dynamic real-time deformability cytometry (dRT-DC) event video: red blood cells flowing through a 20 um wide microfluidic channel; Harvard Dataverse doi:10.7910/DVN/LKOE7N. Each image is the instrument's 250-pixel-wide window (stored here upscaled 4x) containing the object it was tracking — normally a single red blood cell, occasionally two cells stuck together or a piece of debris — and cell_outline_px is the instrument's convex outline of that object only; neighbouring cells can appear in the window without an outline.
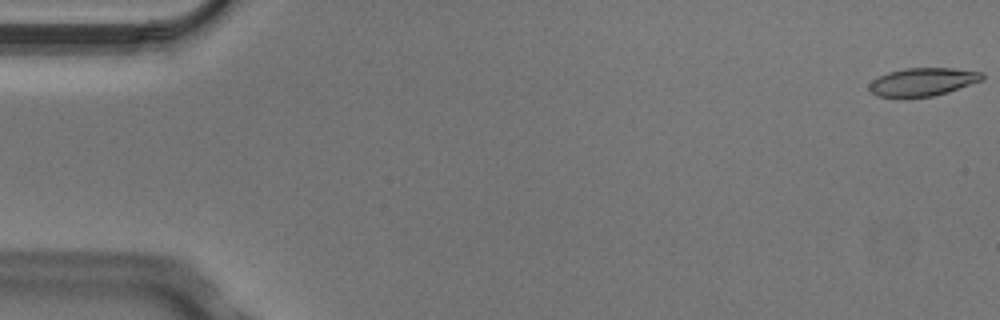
{"species": "Egyptian fruit bat (a non-hibernating species)", "species_latin": "Rousettus aegyptiacus", "temperature_condition": "cold", "stored_images_in_passage": 5, "camera_frame_rate_fps": 3000, "um_per_image_px": 0.085, "animal": {"sex": "male"}, "frame": {"image": 1, "passage_image": 1, "time_ms": 0.0, "image_size_px": [1000, 320], "cell_outline_px": [[984, 80], [948, 92], [932, 96], [876, 96], [868, 88], [868, 84], [872, 80], [888, 72], [904, 68], [952, 68], [980, 72], [984, 76]], "centroid_in_image_um": [78.44, 6.94], "position_along_channel_um": 6.6, "area_um2": 18.26}}
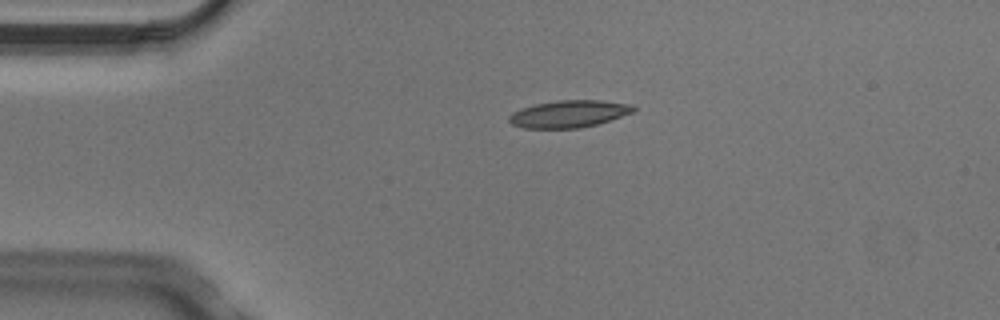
{"frame": {"image": 2, "passage_image": 4, "time_ms": 1.0, "image_size_px": [1000, 320], "cell_outline_px": [[636, 108], [632, 112], [596, 124], [580, 128], [524, 128], [512, 124], [508, 120], [508, 116], [512, 112], [520, 108], [536, 104], [556, 100], [596, 100], [632, 104]], "centroid_in_image_um": [48.3, 9.67], "position_along_channel_um": 36.7, "area_um2": 19.54}}